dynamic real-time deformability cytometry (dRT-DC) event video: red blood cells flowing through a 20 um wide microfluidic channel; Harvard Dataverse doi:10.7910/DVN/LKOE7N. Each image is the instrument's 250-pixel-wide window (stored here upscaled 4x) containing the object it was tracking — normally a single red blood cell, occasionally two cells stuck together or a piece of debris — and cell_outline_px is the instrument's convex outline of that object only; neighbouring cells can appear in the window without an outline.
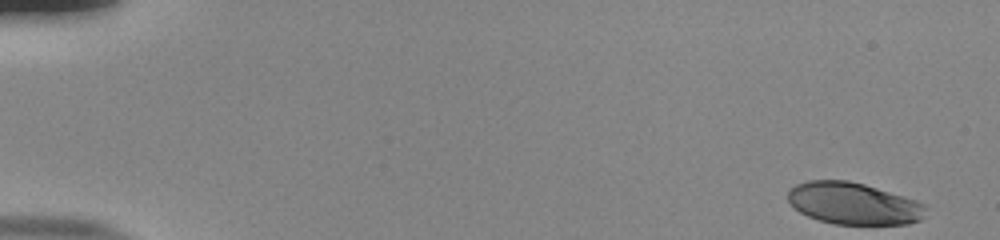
{"species": "human", "species_latin": "Homo sapiens", "temperature_condition": "room temperature", "stored_images_in_passage": 52, "camera_frame_rate_fps": 3000, "um_per_image_px": 0.085, "donor": {"sex": "male"}, "frame": {"image": 1, "passage_image": 1, "time_ms": 0.0, "image_size_px": [1000, 240], "cell_outline_px": [[924, 208], [920, 220], [908, 224], [836, 224], [820, 220], [808, 216], [800, 212], [788, 200], [788, 192], [796, 184], [808, 180], [848, 180], [864, 184], [904, 196], [916, 200], [924, 204]], "centroid_in_image_um": [72.53, 17.29], "position_along_channel_um": 12.5, "area_um2": 33.29}}
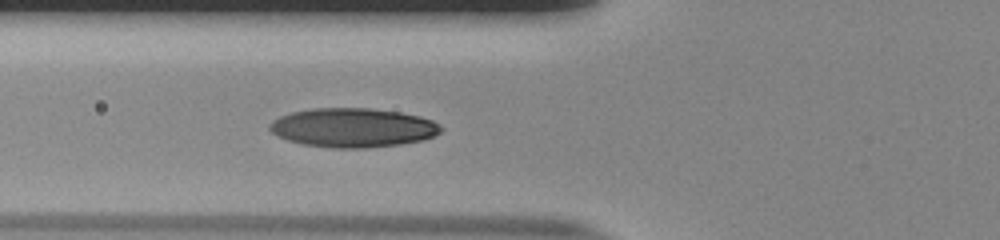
{"frame": {"image": 2, "passage_image": 20, "time_ms": 6.333, "image_size_px": [1000, 240], "cell_outline_px": [[444, 128], [440, 132], [424, 140], [400, 144], [364, 148], [332, 148], [304, 144], [288, 140], [276, 136], [268, 128], [268, 124], [272, 120], [280, 116], [292, 112], [312, 108], [372, 108], [400, 112], [420, 116], [432, 120], [440, 124]], "centroid_in_image_um": [29.99, 10.85], "position_along_channel_um": 95.8, "area_um2": 39.25}}
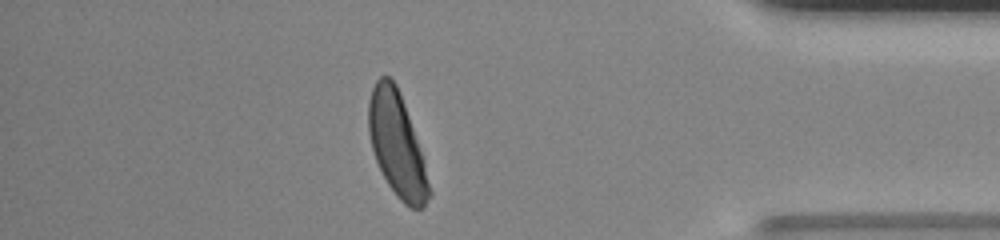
{"frame": {"image": 3, "passage_image": 46, "time_ms": 15.0, "image_size_px": [1000, 240], "cell_outline_px": [[432, 196], [424, 208], [412, 208], [404, 204], [396, 196], [388, 184], [376, 160], [372, 148], [368, 132], [368, 100], [372, 88], [376, 80], [380, 76], [388, 76], [396, 84], [404, 104], [424, 160], [432, 192]], "centroid_in_image_um": [33.74, 12.33], "position_along_channel_um": 401.5, "area_um2": 36.47}, "authors_computed_cell_mechanics": {"area_um2": 37.0209, "velocity_mm_per_s": 3.8728, "shape_relaxation_time_tau1_ms": 3.1313, "shape_relaxation_time_tau2_ms": null, "deformation_change_tau1": 0.1677, "deformation_change_tau2": null}}